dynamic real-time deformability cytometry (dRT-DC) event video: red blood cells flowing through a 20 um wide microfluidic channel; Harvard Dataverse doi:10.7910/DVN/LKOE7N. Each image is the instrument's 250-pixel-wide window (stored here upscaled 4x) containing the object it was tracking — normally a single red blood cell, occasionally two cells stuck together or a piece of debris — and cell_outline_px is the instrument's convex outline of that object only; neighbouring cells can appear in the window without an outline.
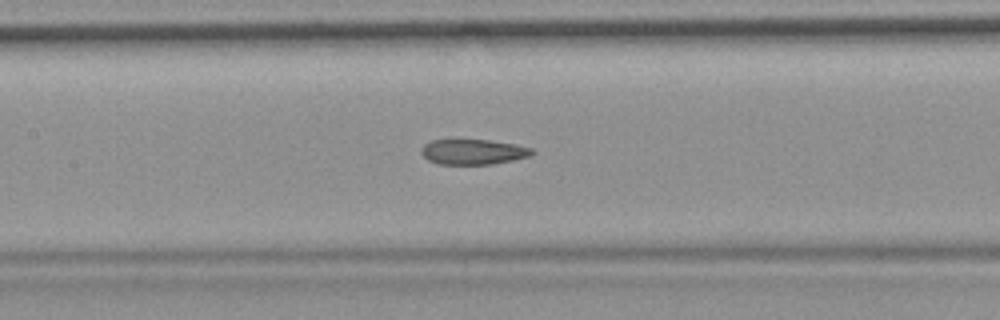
{"species": "common noctule bat (a hibernating species)", "species_latin": "Nyctalus noctula", "temperature_condition": "room temperature", "stored_images_in_passage": 9, "camera_frame_rate_fps": 3000, "um_per_image_px": 0.085, "animal": {"sex": "female", "body_mass_g": 19.9}, "frame": {"image": 1, "passage_image": 9, "time_ms": 10.0, "image_size_px": [1000, 320], "cell_outline_px": [[536, 152], [532, 156], [492, 164], [440, 164], [428, 160], [420, 152], [420, 148], [424, 144], [432, 140], [488, 140], [516, 144], [532, 148]], "centroid_in_image_um": [40.24, 12.9], "position_along_channel_um": 167.2, "area_um2": 16.36}}